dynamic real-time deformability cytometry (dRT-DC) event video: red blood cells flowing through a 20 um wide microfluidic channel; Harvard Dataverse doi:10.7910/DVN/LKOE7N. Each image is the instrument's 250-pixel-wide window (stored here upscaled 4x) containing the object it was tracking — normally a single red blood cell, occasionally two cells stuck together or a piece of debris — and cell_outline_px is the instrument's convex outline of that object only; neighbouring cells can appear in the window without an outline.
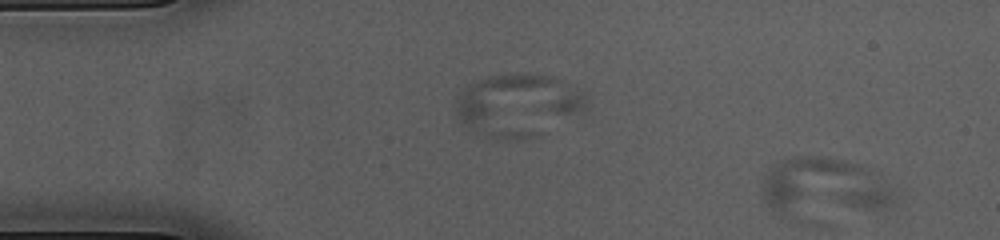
{"species": "common noctule bat (a hibernating species)", "species_latin": "Nyctalus noctula", "temperature_condition": "cold", "stored_images_in_passage": 2, "segment_of_instrument_passage": [2, 2], "camera_frame_rate_fps": 3000, "um_per_image_px": 0.085, "animal": {"sex": "female", "body_mass_g": 23.0, "forearm_length_mm": 53.4}, "frame": {"image": 1, "passage_image": 2, "time_ms": 0.333, "image_size_px": [1000, 240], "cell_outline_px": [[896, 200], [892, 204], [880, 208], [784, 216], [780, 216], [764, 200], [764, 176], [780, 160], [792, 156], [820, 156], [848, 160], [860, 164], [880, 172], [896, 192]], "centroid_in_image_um": [70.09, 15.85], "position_along_channel_um": 14.9, "area_um2": 45.03}}